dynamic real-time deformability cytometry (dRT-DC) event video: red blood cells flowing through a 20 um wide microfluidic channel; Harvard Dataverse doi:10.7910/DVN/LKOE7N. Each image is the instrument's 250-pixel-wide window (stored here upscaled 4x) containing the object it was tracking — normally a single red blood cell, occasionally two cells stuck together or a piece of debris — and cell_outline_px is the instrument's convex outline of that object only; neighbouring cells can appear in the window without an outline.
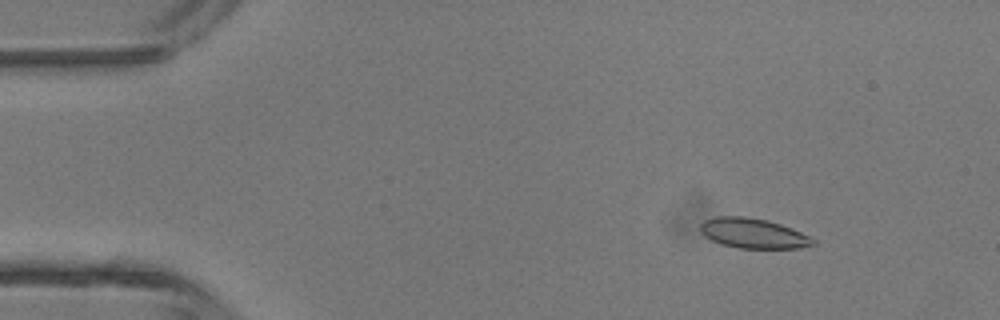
{"species": "common noctule bat (a hibernating species)", "species_latin": "Nyctalus noctula", "temperature_condition": "room temperature", "stored_images_in_passage": 3, "camera_frame_rate_fps": 3000, "um_per_image_px": 0.085, "animal": {"sex": "male", "body_mass_g": 13.3}, "frame": {"image": 1, "passage_image": 1, "time_ms": 0.0, "image_size_px": [1000, 320], "cell_outline_px": [[816, 244], [800, 248], [736, 248], [720, 244], [704, 236], [700, 232], [700, 224], [704, 220], [716, 216], [744, 216], [768, 220], [792, 228], [816, 240]], "centroid_in_image_um": [64.0, 19.83], "position_along_channel_um": 21.0, "area_um2": 19.83}}
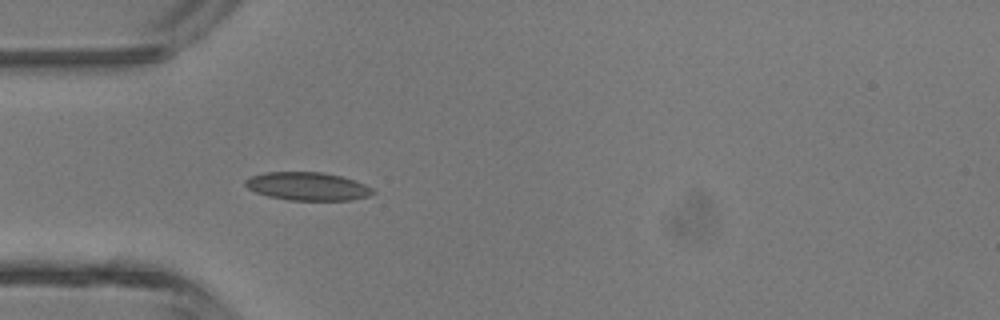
{"frame": {"image": 2, "passage_image": 3, "time_ms": 2.667, "image_size_px": [1000, 320], "cell_outline_px": [[376, 192], [368, 196], [352, 200], [288, 200], [268, 196], [256, 192], [248, 188], [244, 184], [244, 180], [252, 176], [264, 172], [324, 172], [340, 176], [364, 184], [372, 188]], "centroid_in_image_um": [26.13, 15.84], "position_along_channel_um": 58.9, "area_um2": 20.87}}